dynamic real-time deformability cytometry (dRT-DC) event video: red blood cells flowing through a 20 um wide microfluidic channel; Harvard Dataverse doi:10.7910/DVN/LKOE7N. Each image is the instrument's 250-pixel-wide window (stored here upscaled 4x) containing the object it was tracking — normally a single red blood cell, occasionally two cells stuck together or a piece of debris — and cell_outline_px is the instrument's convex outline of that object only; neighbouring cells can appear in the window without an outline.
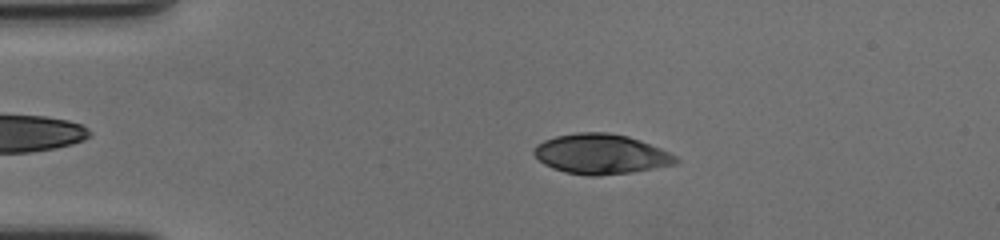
{"species": "human", "species_latin": "Homo sapiens", "temperature_condition": "cold", "stored_images_in_passage": 55, "camera_frame_rate_fps": 3000, "um_per_image_px": 0.085, "donor": {"sex": "female"}, "frame": {"image": 1, "passage_image": 9, "time_ms": 2.667, "image_size_px": [1000, 240], "cell_outline_px": [[680, 160], [676, 164], [632, 172], [596, 176], [588, 176], [564, 172], [552, 168], [544, 164], [532, 152], [536, 144], [544, 140], [556, 136], [580, 132], [604, 132], [628, 136], [668, 152], [676, 156]], "centroid_in_image_um": [51.05, 13.1], "position_along_channel_um": 34.0, "area_um2": 32.83}}
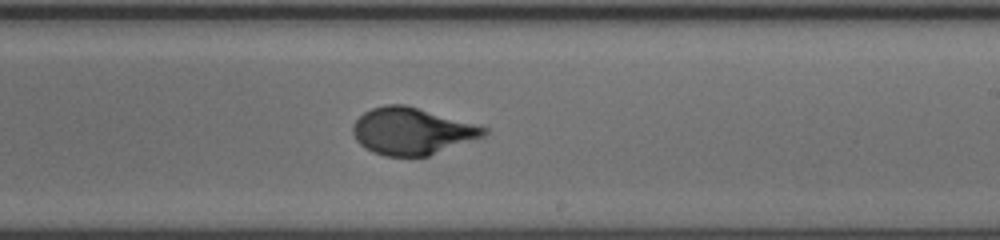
{"frame": {"image": 2, "passage_image": 32, "time_ms": 10.333, "image_size_px": [1000, 240], "cell_outline_px": [[488, 132], [484, 136], [428, 156], [384, 156], [372, 152], [360, 144], [356, 140], [352, 132], [352, 124], [364, 112], [372, 108], [384, 104], [404, 104], [488, 128]], "centroid_in_image_um": [34.97, 11.15], "position_along_channel_um": 254.0, "area_um2": 35.55}}
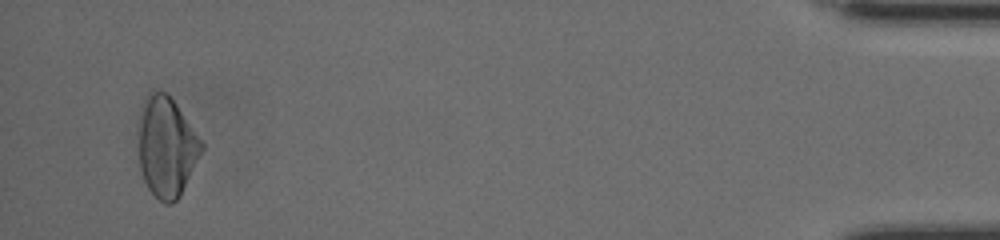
{"frame": {"image": 3, "passage_image": 53, "time_ms": 17.333, "image_size_px": [1000, 240], "cell_outline_px": [[204, 148], [180, 196], [172, 204], [164, 204], [148, 188], [144, 180], [140, 168], [140, 124], [144, 108], [152, 92], [164, 92], [176, 104], [204, 144]], "centroid_in_image_um": [14.21, 12.58], "position_along_channel_um": 421.0, "area_um2": 35.49}, "authors_computed_cell_mechanics": {"area_um2": 34.5644, "velocity_mm_per_s": 3.5267, "shape_relaxation_time_tau1_ms": 5.3131, "shape_relaxation_time_tau2_ms": null, "deformation_change_tau1": 0.2086, "deformation_change_tau2": null}}